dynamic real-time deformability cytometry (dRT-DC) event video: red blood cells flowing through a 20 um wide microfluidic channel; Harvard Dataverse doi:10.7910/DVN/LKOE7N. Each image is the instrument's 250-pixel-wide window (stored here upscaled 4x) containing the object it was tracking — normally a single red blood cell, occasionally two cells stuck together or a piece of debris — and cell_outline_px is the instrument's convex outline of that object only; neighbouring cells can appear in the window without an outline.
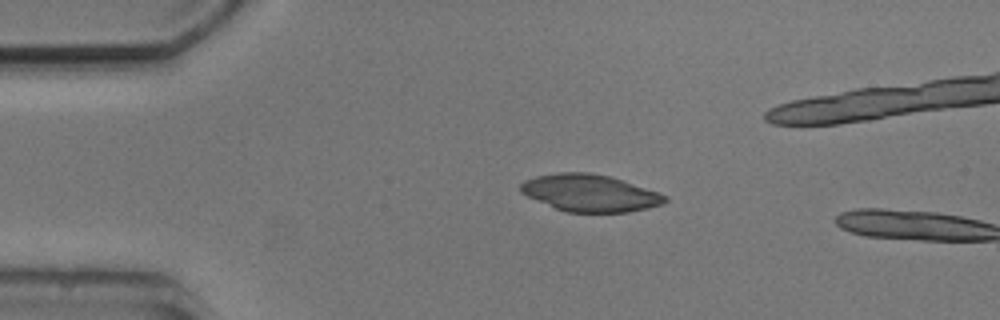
{"species": "common noctule bat (a hibernating species)", "species_latin": "Nyctalus noctula", "temperature_condition": "cold", "stored_images_in_passage": 3, "camera_frame_rate_fps": 3000, "um_per_image_px": 0.085, "animal": {"sex": "male", "body_mass_g": 20.5, "forearm_length_mm": 52.5}, "frame": {"image": 1, "passage_image": 2, "time_ms": 1.0, "image_size_px": [1000, 320], "cell_outline_px": [[668, 200], [664, 204], [628, 212], [564, 212], [528, 196], [520, 192], [520, 184], [524, 180], [536, 176], [556, 172], [588, 172], [612, 176], [668, 196]], "centroid_in_image_um": [50.14, 16.4], "position_along_channel_um": 34.9, "area_um2": 31.21}}